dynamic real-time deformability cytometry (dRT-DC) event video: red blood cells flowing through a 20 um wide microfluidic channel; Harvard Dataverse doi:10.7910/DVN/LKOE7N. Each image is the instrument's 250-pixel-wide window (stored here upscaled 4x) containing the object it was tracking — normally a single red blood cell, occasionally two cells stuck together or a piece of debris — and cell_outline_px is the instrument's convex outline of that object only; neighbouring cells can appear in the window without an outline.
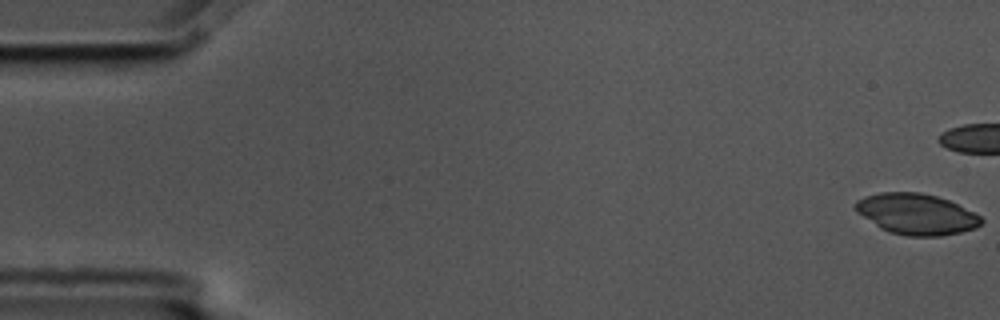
{"species": "common noctule bat (a hibernating species)", "species_latin": "Nyctalus noctula", "temperature_condition": "cold", "stored_images_in_passage": 4, "camera_frame_rate_fps": 3000, "um_per_image_px": 0.085, "animal": {"sex": "male", "body_mass_g": 17.5, "forearm_length_mm": 52.3}, "frame": {"image": 1, "passage_image": 1, "time_ms": 0.0, "image_size_px": [1000, 320], "cell_outline_px": [[984, 220], [976, 228], [960, 232], [940, 236], [908, 236], [888, 232], [880, 228], [856, 212], [852, 208], [852, 204], [856, 200], [864, 196], [880, 192], [920, 192], [936, 196], [948, 200], [980, 216]], "centroid_in_image_um": [77.83, 18.19], "position_along_channel_um": 7.2, "area_um2": 30.06}}